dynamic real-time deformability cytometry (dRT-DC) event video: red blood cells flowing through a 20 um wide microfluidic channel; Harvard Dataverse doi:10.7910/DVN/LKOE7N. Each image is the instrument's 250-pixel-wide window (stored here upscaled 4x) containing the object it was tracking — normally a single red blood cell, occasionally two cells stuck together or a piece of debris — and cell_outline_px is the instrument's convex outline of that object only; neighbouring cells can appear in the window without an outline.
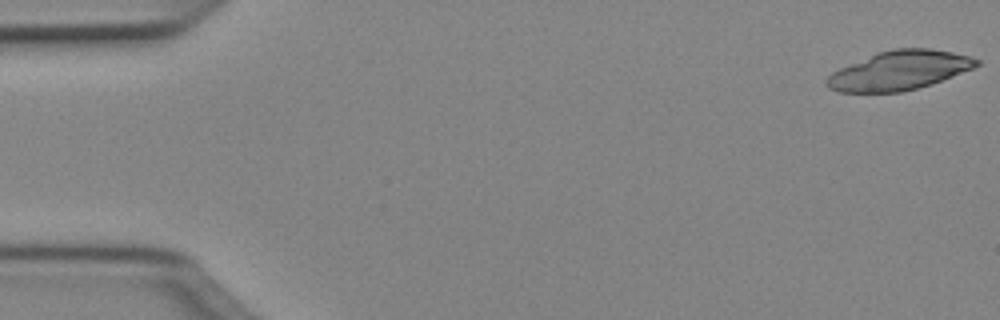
{"species": "Egyptian fruit bat (a non-hibernating species)", "species_latin": "Rousettus aegyptiacus", "temperature_condition": "cold", "stored_images_in_passage": 49, "camera_frame_rate_fps": 3000, "um_per_image_px": 0.085, "animal": {"sex": "female"}, "frame": {"image": 1, "passage_image": 1, "time_ms": 0.0, "image_size_px": [1000, 320], "cell_outline_px": [[980, 64], [972, 68], [952, 76], [916, 88], [900, 92], [840, 92], [828, 88], [824, 84], [824, 80], [832, 72], [840, 68], [876, 52], [896, 48], [928, 48], [952, 52], [968, 56], [980, 60]], "centroid_in_image_um": [76.38, 5.98], "position_along_channel_um": 8.6, "area_um2": 33.81}}